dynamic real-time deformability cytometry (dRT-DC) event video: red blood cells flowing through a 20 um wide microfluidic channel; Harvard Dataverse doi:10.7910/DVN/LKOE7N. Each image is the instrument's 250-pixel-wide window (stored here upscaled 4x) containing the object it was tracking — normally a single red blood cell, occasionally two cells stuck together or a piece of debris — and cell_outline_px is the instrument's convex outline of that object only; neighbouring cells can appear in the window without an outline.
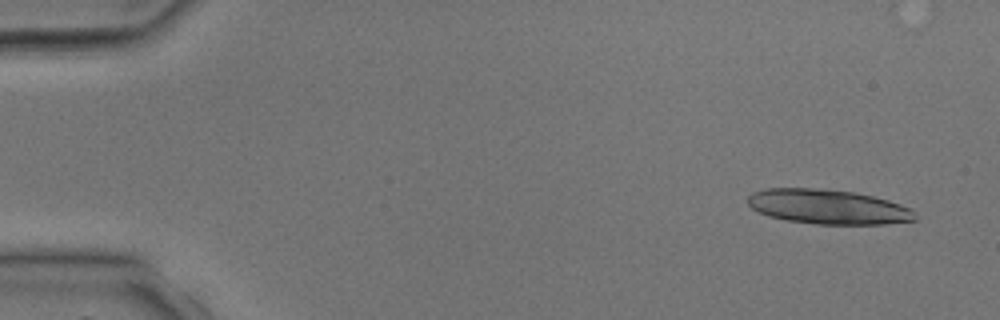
{"species": "common noctule bat (a hibernating species)", "species_latin": "Nyctalus noctula", "temperature_condition": "room temperature", "stored_images_in_passage": 5, "camera_frame_rate_fps": 3000, "um_per_image_px": 0.085, "animal": {"sex": "male", "body_mass_g": 17.9, "forearm_length_mm": 54.2}, "frame": {"image": 1, "passage_image": 1, "time_ms": 0.0, "image_size_px": [1000, 320], "cell_outline_px": [[916, 220], [884, 224], [816, 224], [784, 220], [768, 216], [752, 208], [748, 204], [748, 196], [752, 192], [764, 188], [812, 188], [852, 192], [872, 196], [888, 200], [912, 208], [916, 216]], "centroid_in_image_um": [70.36, 17.58], "position_along_channel_um": 14.6, "area_um2": 33.76}}